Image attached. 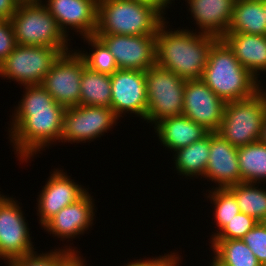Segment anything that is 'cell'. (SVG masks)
<instances>
[{
    "instance_id": "1",
    "label": "cell",
    "mask_w": 266,
    "mask_h": 266,
    "mask_svg": "<svg viewBox=\"0 0 266 266\" xmlns=\"http://www.w3.org/2000/svg\"><path fill=\"white\" fill-rule=\"evenodd\" d=\"M23 89V97L10 116L8 139L18 160L27 163L45 147L60 142L66 107L42 85H24Z\"/></svg>"
},
{
    "instance_id": "2",
    "label": "cell",
    "mask_w": 266,
    "mask_h": 266,
    "mask_svg": "<svg viewBox=\"0 0 266 266\" xmlns=\"http://www.w3.org/2000/svg\"><path fill=\"white\" fill-rule=\"evenodd\" d=\"M168 23L164 20L156 33V64L185 81L201 79L210 48L218 38L184 28L168 30Z\"/></svg>"
},
{
    "instance_id": "3",
    "label": "cell",
    "mask_w": 266,
    "mask_h": 266,
    "mask_svg": "<svg viewBox=\"0 0 266 266\" xmlns=\"http://www.w3.org/2000/svg\"><path fill=\"white\" fill-rule=\"evenodd\" d=\"M201 80L225 102L249 98L265 88L261 78L245 69L222 39L210 48Z\"/></svg>"
},
{
    "instance_id": "4",
    "label": "cell",
    "mask_w": 266,
    "mask_h": 266,
    "mask_svg": "<svg viewBox=\"0 0 266 266\" xmlns=\"http://www.w3.org/2000/svg\"><path fill=\"white\" fill-rule=\"evenodd\" d=\"M164 20L153 7L135 0H98L95 34L156 35Z\"/></svg>"
},
{
    "instance_id": "5",
    "label": "cell",
    "mask_w": 266,
    "mask_h": 266,
    "mask_svg": "<svg viewBox=\"0 0 266 266\" xmlns=\"http://www.w3.org/2000/svg\"><path fill=\"white\" fill-rule=\"evenodd\" d=\"M265 115L266 90L261 88L249 98L226 102L217 133L237 148L258 142Z\"/></svg>"
},
{
    "instance_id": "6",
    "label": "cell",
    "mask_w": 266,
    "mask_h": 266,
    "mask_svg": "<svg viewBox=\"0 0 266 266\" xmlns=\"http://www.w3.org/2000/svg\"><path fill=\"white\" fill-rule=\"evenodd\" d=\"M17 44L50 46L61 53L69 51V38L43 3L20 4L10 19Z\"/></svg>"
},
{
    "instance_id": "7",
    "label": "cell",
    "mask_w": 266,
    "mask_h": 266,
    "mask_svg": "<svg viewBox=\"0 0 266 266\" xmlns=\"http://www.w3.org/2000/svg\"><path fill=\"white\" fill-rule=\"evenodd\" d=\"M145 82L146 123L155 125L164 118L182 114L185 80L155 64L145 71Z\"/></svg>"
},
{
    "instance_id": "8",
    "label": "cell",
    "mask_w": 266,
    "mask_h": 266,
    "mask_svg": "<svg viewBox=\"0 0 266 266\" xmlns=\"http://www.w3.org/2000/svg\"><path fill=\"white\" fill-rule=\"evenodd\" d=\"M61 52L50 46L18 44L0 64V77L24 85H41Z\"/></svg>"
},
{
    "instance_id": "9",
    "label": "cell",
    "mask_w": 266,
    "mask_h": 266,
    "mask_svg": "<svg viewBox=\"0 0 266 266\" xmlns=\"http://www.w3.org/2000/svg\"><path fill=\"white\" fill-rule=\"evenodd\" d=\"M118 120L114 111L108 107L85 105L66 107L60 142L71 144L92 142L116 126Z\"/></svg>"
},
{
    "instance_id": "10",
    "label": "cell",
    "mask_w": 266,
    "mask_h": 266,
    "mask_svg": "<svg viewBox=\"0 0 266 266\" xmlns=\"http://www.w3.org/2000/svg\"><path fill=\"white\" fill-rule=\"evenodd\" d=\"M20 202L0 191V259L4 263L35 251Z\"/></svg>"
},
{
    "instance_id": "11",
    "label": "cell",
    "mask_w": 266,
    "mask_h": 266,
    "mask_svg": "<svg viewBox=\"0 0 266 266\" xmlns=\"http://www.w3.org/2000/svg\"><path fill=\"white\" fill-rule=\"evenodd\" d=\"M73 50L60 54L41 83L52 98L64 107L79 105L80 82L86 65L77 49Z\"/></svg>"
},
{
    "instance_id": "12",
    "label": "cell",
    "mask_w": 266,
    "mask_h": 266,
    "mask_svg": "<svg viewBox=\"0 0 266 266\" xmlns=\"http://www.w3.org/2000/svg\"><path fill=\"white\" fill-rule=\"evenodd\" d=\"M110 108L118 118L134 113L145 121L148 100L144 71L118 69L111 75Z\"/></svg>"
},
{
    "instance_id": "13",
    "label": "cell",
    "mask_w": 266,
    "mask_h": 266,
    "mask_svg": "<svg viewBox=\"0 0 266 266\" xmlns=\"http://www.w3.org/2000/svg\"><path fill=\"white\" fill-rule=\"evenodd\" d=\"M109 49L118 69L146 71L156 64V35L95 34Z\"/></svg>"
},
{
    "instance_id": "14",
    "label": "cell",
    "mask_w": 266,
    "mask_h": 266,
    "mask_svg": "<svg viewBox=\"0 0 266 266\" xmlns=\"http://www.w3.org/2000/svg\"><path fill=\"white\" fill-rule=\"evenodd\" d=\"M183 100V115L204 127L210 133L219 130L226 102L217 96L201 79L186 81Z\"/></svg>"
},
{
    "instance_id": "15",
    "label": "cell",
    "mask_w": 266,
    "mask_h": 266,
    "mask_svg": "<svg viewBox=\"0 0 266 266\" xmlns=\"http://www.w3.org/2000/svg\"><path fill=\"white\" fill-rule=\"evenodd\" d=\"M41 193L37 198V215L39 224L43 226L50 218L56 215L62 208L81 199L89 188H84L70 179L67 172L60 169H54L50 172ZM83 186V187H82Z\"/></svg>"
},
{
    "instance_id": "16",
    "label": "cell",
    "mask_w": 266,
    "mask_h": 266,
    "mask_svg": "<svg viewBox=\"0 0 266 266\" xmlns=\"http://www.w3.org/2000/svg\"><path fill=\"white\" fill-rule=\"evenodd\" d=\"M43 4L67 37L70 29L82 37L95 35L98 0H46Z\"/></svg>"
},
{
    "instance_id": "17",
    "label": "cell",
    "mask_w": 266,
    "mask_h": 266,
    "mask_svg": "<svg viewBox=\"0 0 266 266\" xmlns=\"http://www.w3.org/2000/svg\"><path fill=\"white\" fill-rule=\"evenodd\" d=\"M93 197L87 192L81 199L62 208L50 218L42 227L52 236L66 239L76 238L92 228L95 216V203ZM71 238V239H70Z\"/></svg>"
},
{
    "instance_id": "18",
    "label": "cell",
    "mask_w": 266,
    "mask_h": 266,
    "mask_svg": "<svg viewBox=\"0 0 266 266\" xmlns=\"http://www.w3.org/2000/svg\"><path fill=\"white\" fill-rule=\"evenodd\" d=\"M237 154V147L217 132L210 133V153L204 178L217 184L218 188L242 183Z\"/></svg>"
},
{
    "instance_id": "19",
    "label": "cell",
    "mask_w": 266,
    "mask_h": 266,
    "mask_svg": "<svg viewBox=\"0 0 266 266\" xmlns=\"http://www.w3.org/2000/svg\"><path fill=\"white\" fill-rule=\"evenodd\" d=\"M199 33L221 39L228 33L235 0H185Z\"/></svg>"
},
{
    "instance_id": "20",
    "label": "cell",
    "mask_w": 266,
    "mask_h": 266,
    "mask_svg": "<svg viewBox=\"0 0 266 266\" xmlns=\"http://www.w3.org/2000/svg\"><path fill=\"white\" fill-rule=\"evenodd\" d=\"M154 131L161 145L171 152L202 140L210 133L183 114L162 119L154 125Z\"/></svg>"
},
{
    "instance_id": "21",
    "label": "cell",
    "mask_w": 266,
    "mask_h": 266,
    "mask_svg": "<svg viewBox=\"0 0 266 266\" xmlns=\"http://www.w3.org/2000/svg\"><path fill=\"white\" fill-rule=\"evenodd\" d=\"M221 39L254 77L266 72V35L226 33Z\"/></svg>"
},
{
    "instance_id": "22",
    "label": "cell",
    "mask_w": 266,
    "mask_h": 266,
    "mask_svg": "<svg viewBox=\"0 0 266 266\" xmlns=\"http://www.w3.org/2000/svg\"><path fill=\"white\" fill-rule=\"evenodd\" d=\"M228 33L266 35L262 0H235Z\"/></svg>"
},
{
    "instance_id": "23",
    "label": "cell",
    "mask_w": 266,
    "mask_h": 266,
    "mask_svg": "<svg viewBox=\"0 0 266 266\" xmlns=\"http://www.w3.org/2000/svg\"><path fill=\"white\" fill-rule=\"evenodd\" d=\"M175 153V154H174ZM210 153V133L202 140L191 143L188 146L173 152L174 164L179 175L196 179L205 176Z\"/></svg>"
},
{
    "instance_id": "24",
    "label": "cell",
    "mask_w": 266,
    "mask_h": 266,
    "mask_svg": "<svg viewBox=\"0 0 266 266\" xmlns=\"http://www.w3.org/2000/svg\"><path fill=\"white\" fill-rule=\"evenodd\" d=\"M110 102L111 75L93 71L85 65L80 82L79 105L110 108Z\"/></svg>"
},
{
    "instance_id": "25",
    "label": "cell",
    "mask_w": 266,
    "mask_h": 266,
    "mask_svg": "<svg viewBox=\"0 0 266 266\" xmlns=\"http://www.w3.org/2000/svg\"><path fill=\"white\" fill-rule=\"evenodd\" d=\"M238 164L242 182L266 183V145L260 141L238 147Z\"/></svg>"
},
{
    "instance_id": "26",
    "label": "cell",
    "mask_w": 266,
    "mask_h": 266,
    "mask_svg": "<svg viewBox=\"0 0 266 266\" xmlns=\"http://www.w3.org/2000/svg\"><path fill=\"white\" fill-rule=\"evenodd\" d=\"M258 183H238L227 187L234 195L242 213L258 222L266 218V189Z\"/></svg>"
},
{
    "instance_id": "27",
    "label": "cell",
    "mask_w": 266,
    "mask_h": 266,
    "mask_svg": "<svg viewBox=\"0 0 266 266\" xmlns=\"http://www.w3.org/2000/svg\"><path fill=\"white\" fill-rule=\"evenodd\" d=\"M211 250L228 266H262L242 239H212Z\"/></svg>"
},
{
    "instance_id": "28",
    "label": "cell",
    "mask_w": 266,
    "mask_h": 266,
    "mask_svg": "<svg viewBox=\"0 0 266 266\" xmlns=\"http://www.w3.org/2000/svg\"><path fill=\"white\" fill-rule=\"evenodd\" d=\"M212 187L211 190H208L209 193L206 197L210 199L209 201L212 205L214 204L213 216L218 230L211 235V240L235 215L241 212L235 195L228 188Z\"/></svg>"
},
{
    "instance_id": "29",
    "label": "cell",
    "mask_w": 266,
    "mask_h": 266,
    "mask_svg": "<svg viewBox=\"0 0 266 266\" xmlns=\"http://www.w3.org/2000/svg\"><path fill=\"white\" fill-rule=\"evenodd\" d=\"M81 38H84V42L93 48L91 49V53L90 51L88 53L84 50H77L89 69L109 75H112L118 70L115 57L97 36L93 35Z\"/></svg>"
},
{
    "instance_id": "30",
    "label": "cell",
    "mask_w": 266,
    "mask_h": 266,
    "mask_svg": "<svg viewBox=\"0 0 266 266\" xmlns=\"http://www.w3.org/2000/svg\"><path fill=\"white\" fill-rule=\"evenodd\" d=\"M65 248L50 250V252L24 255L18 258L11 259L5 264L7 266H61L73 253H78L74 247L64 246Z\"/></svg>"
},
{
    "instance_id": "31",
    "label": "cell",
    "mask_w": 266,
    "mask_h": 266,
    "mask_svg": "<svg viewBox=\"0 0 266 266\" xmlns=\"http://www.w3.org/2000/svg\"><path fill=\"white\" fill-rule=\"evenodd\" d=\"M257 223L251 216L240 212L213 239H242Z\"/></svg>"
},
{
    "instance_id": "32",
    "label": "cell",
    "mask_w": 266,
    "mask_h": 266,
    "mask_svg": "<svg viewBox=\"0 0 266 266\" xmlns=\"http://www.w3.org/2000/svg\"><path fill=\"white\" fill-rule=\"evenodd\" d=\"M242 241L250 248L262 266H266V226L258 222Z\"/></svg>"
},
{
    "instance_id": "33",
    "label": "cell",
    "mask_w": 266,
    "mask_h": 266,
    "mask_svg": "<svg viewBox=\"0 0 266 266\" xmlns=\"http://www.w3.org/2000/svg\"><path fill=\"white\" fill-rule=\"evenodd\" d=\"M17 45L11 20H0V64Z\"/></svg>"
},
{
    "instance_id": "34",
    "label": "cell",
    "mask_w": 266,
    "mask_h": 266,
    "mask_svg": "<svg viewBox=\"0 0 266 266\" xmlns=\"http://www.w3.org/2000/svg\"><path fill=\"white\" fill-rule=\"evenodd\" d=\"M178 252H173L171 254H164L158 257H152V258H143L139 260H133L129 261L127 264L121 265V266H180L179 263H181V255L177 254Z\"/></svg>"
},
{
    "instance_id": "35",
    "label": "cell",
    "mask_w": 266,
    "mask_h": 266,
    "mask_svg": "<svg viewBox=\"0 0 266 266\" xmlns=\"http://www.w3.org/2000/svg\"><path fill=\"white\" fill-rule=\"evenodd\" d=\"M18 5L15 0H0V20H10Z\"/></svg>"
},
{
    "instance_id": "36",
    "label": "cell",
    "mask_w": 266,
    "mask_h": 266,
    "mask_svg": "<svg viewBox=\"0 0 266 266\" xmlns=\"http://www.w3.org/2000/svg\"><path fill=\"white\" fill-rule=\"evenodd\" d=\"M135 1L139 3H144L146 5H150L164 17V14H166L165 9L167 8L169 9V6H171V4L173 3L172 1L175 0H135Z\"/></svg>"
},
{
    "instance_id": "37",
    "label": "cell",
    "mask_w": 266,
    "mask_h": 266,
    "mask_svg": "<svg viewBox=\"0 0 266 266\" xmlns=\"http://www.w3.org/2000/svg\"><path fill=\"white\" fill-rule=\"evenodd\" d=\"M80 252L73 253L61 266H86V259L81 258Z\"/></svg>"
},
{
    "instance_id": "38",
    "label": "cell",
    "mask_w": 266,
    "mask_h": 266,
    "mask_svg": "<svg viewBox=\"0 0 266 266\" xmlns=\"http://www.w3.org/2000/svg\"><path fill=\"white\" fill-rule=\"evenodd\" d=\"M262 144L266 145V115L263 121L262 129H261V136L259 140Z\"/></svg>"
},
{
    "instance_id": "39",
    "label": "cell",
    "mask_w": 266,
    "mask_h": 266,
    "mask_svg": "<svg viewBox=\"0 0 266 266\" xmlns=\"http://www.w3.org/2000/svg\"><path fill=\"white\" fill-rule=\"evenodd\" d=\"M19 5L20 4H37L44 3V0H15Z\"/></svg>"
},
{
    "instance_id": "40",
    "label": "cell",
    "mask_w": 266,
    "mask_h": 266,
    "mask_svg": "<svg viewBox=\"0 0 266 266\" xmlns=\"http://www.w3.org/2000/svg\"><path fill=\"white\" fill-rule=\"evenodd\" d=\"M210 266H228L225 263H223L221 260H219L215 255L212 257V262L210 260Z\"/></svg>"
},
{
    "instance_id": "41",
    "label": "cell",
    "mask_w": 266,
    "mask_h": 266,
    "mask_svg": "<svg viewBox=\"0 0 266 266\" xmlns=\"http://www.w3.org/2000/svg\"><path fill=\"white\" fill-rule=\"evenodd\" d=\"M262 4H263V9L265 12V16H266V0H262Z\"/></svg>"
},
{
    "instance_id": "42",
    "label": "cell",
    "mask_w": 266,
    "mask_h": 266,
    "mask_svg": "<svg viewBox=\"0 0 266 266\" xmlns=\"http://www.w3.org/2000/svg\"><path fill=\"white\" fill-rule=\"evenodd\" d=\"M263 224L266 226V218L263 220Z\"/></svg>"
}]
</instances>
